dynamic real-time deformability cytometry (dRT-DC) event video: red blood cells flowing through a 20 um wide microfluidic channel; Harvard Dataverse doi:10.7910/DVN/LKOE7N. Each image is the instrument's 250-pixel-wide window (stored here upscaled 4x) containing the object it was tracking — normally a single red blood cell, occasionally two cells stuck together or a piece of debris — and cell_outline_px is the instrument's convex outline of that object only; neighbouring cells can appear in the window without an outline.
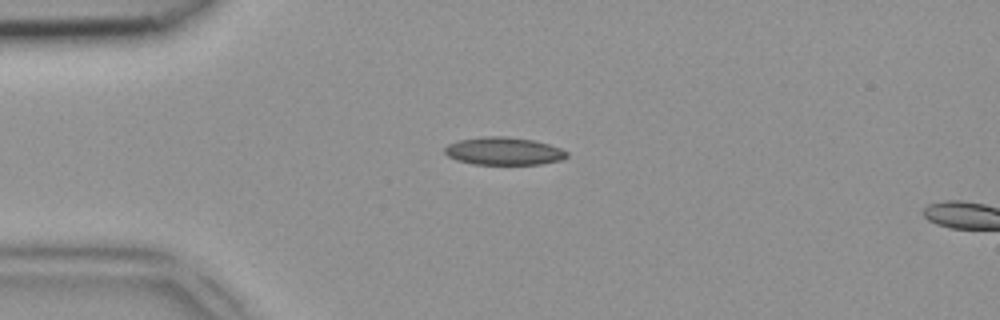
{"species": "common noctule bat (a hibernating species)", "species_latin": "Nyctalus noctula", "temperature_condition": "room temperature", "stored_images_in_passage": 4, "camera_frame_rate_fps": 3000, "um_per_image_px": 0.085, "animal": {"sex": "female", "body_mass_g": 18.4}, "frame": {"image": 1, "passage_image": 1, "time_ms": 0.0, "image_size_px": [1000, 320], "cell_outline_px": [[568, 156], [560, 160], [540, 164], [472, 164], [456, 160], [448, 156], [444, 152], [444, 148], [448, 144], [460, 140], [484, 136], [508, 136], [532, 140], [548, 144], [560, 148], [568, 152]], "centroid_in_image_um": [42.8, 12.84], "position_along_channel_um": 42.2, "area_um2": 19.71}}